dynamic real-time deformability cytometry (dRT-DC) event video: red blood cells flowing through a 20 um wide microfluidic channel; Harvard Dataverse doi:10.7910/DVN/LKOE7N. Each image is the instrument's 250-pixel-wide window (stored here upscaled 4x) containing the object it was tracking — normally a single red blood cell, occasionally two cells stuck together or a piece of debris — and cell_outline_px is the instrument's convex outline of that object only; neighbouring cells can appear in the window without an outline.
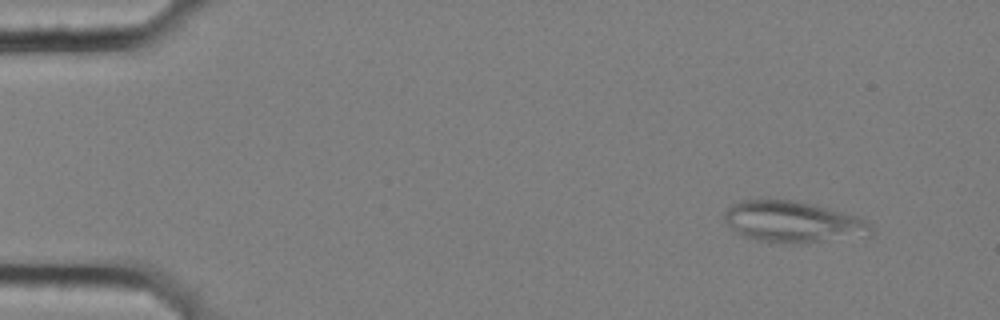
{"species": "common noctule bat (a hibernating species)", "species_latin": "Nyctalus noctula", "temperature_condition": "cold", "stored_images_in_passage": 7, "camera_frame_rate_fps": 3000, "um_per_image_px": 0.085, "animal": {"sex": "female", "body_mass_g": 25.1}, "frame": {"image": 1, "passage_image": 1, "time_ms": 0.0, "image_size_px": [1000, 320], "cell_outline_px": [[872, 236], [800, 244], [792, 244], [756, 240], [744, 236], [736, 232], [724, 220], [724, 212], [732, 204], [740, 200], [796, 200], [860, 216], [872, 224]], "centroid_in_image_um": [67.47, 18.88], "position_along_channel_um": 17.5, "area_um2": 35.78}}